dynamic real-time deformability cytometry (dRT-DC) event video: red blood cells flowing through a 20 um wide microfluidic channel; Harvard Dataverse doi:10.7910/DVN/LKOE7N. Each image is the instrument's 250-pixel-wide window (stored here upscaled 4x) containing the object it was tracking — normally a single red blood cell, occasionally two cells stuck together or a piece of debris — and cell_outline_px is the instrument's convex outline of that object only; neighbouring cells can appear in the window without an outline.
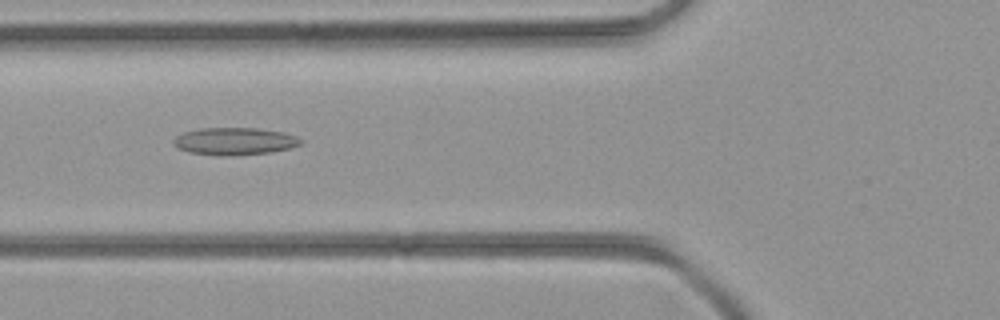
{"species": "common noctule bat (a hibernating species)", "species_latin": "Nyctalus noctula", "temperature_condition": "room temperature", "stored_images_in_passage": 29, "camera_frame_rate_fps": 3000, "um_per_image_px": 0.085, "animal": {"sex": "female", "body_mass_g": 21.9}, "frame": {"image": 1, "passage_image": 4, "time_ms": 1.0, "image_size_px": [1000, 320], "cell_outline_px": [[304, 140], [300, 144], [288, 148], [272, 152], [232, 156], [216, 156], [188, 152], [176, 148], [172, 144], [172, 140], [176, 136], [184, 132], [200, 128], [256, 128], [284, 132], [296, 136]], "centroid_in_image_um": [19.9, 12.01], "position_along_channel_um": 105.9, "area_um2": 20.58}}
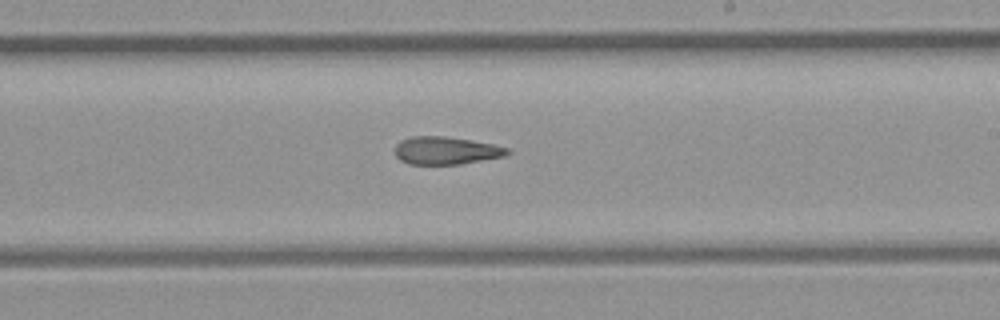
{"frame": {"image": 2, "passage_image": 13, "time_ms": 4.0, "image_size_px": [1000, 320], "cell_outline_px": [[512, 152], [504, 156], [460, 164], [408, 164], [400, 160], [396, 156], [396, 144], [400, 140], [412, 136], [444, 136], [492, 144], [508, 148]], "centroid_in_image_um": [37.89, 12.8], "position_along_channel_um": 251.1, "area_um2": 18.03}}
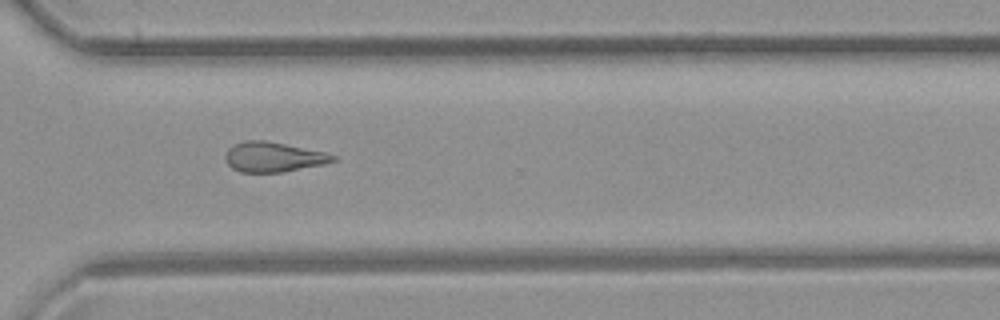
{"frame": {"image": 3, "passage_image": 19, "time_ms": 6.0, "image_size_px": [1000, 320], "cell_outline_px": [[336, 160], [324, 164], [280, 172], [240, 172], [232, 168], [228, 164], [224, 156], [228, 148], [244, 140], [264, 140], [324, 152], [336, 156]], "centroid_in_image_um": [23.2, 13.34], "position_along_channel_um": 347.4, "area_um2": 18.5}}